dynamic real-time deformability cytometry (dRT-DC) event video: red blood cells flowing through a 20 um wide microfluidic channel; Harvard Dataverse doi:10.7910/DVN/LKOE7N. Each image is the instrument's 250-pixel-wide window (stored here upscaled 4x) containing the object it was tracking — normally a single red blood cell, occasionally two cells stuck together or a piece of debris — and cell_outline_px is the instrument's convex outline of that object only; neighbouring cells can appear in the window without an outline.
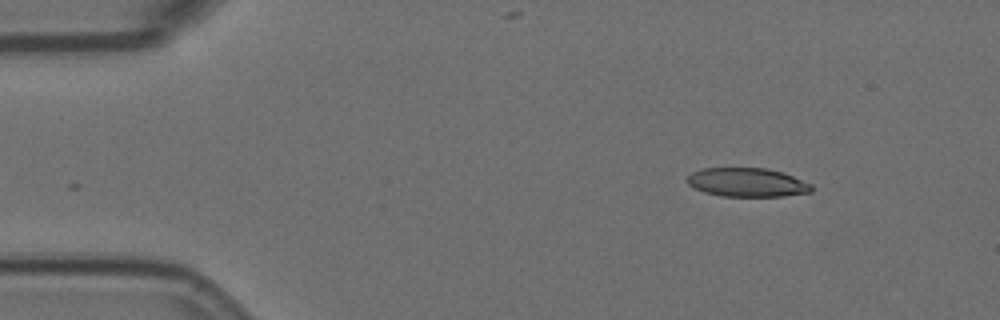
{"species": "Egyptian fruit bat (a non-hibernating species)", "species_latin": "Rousettus aegyptiacus", "temperature_condition": "room temperature", "stored_images_in_passage": 2, "camera_frame_rate_fps": 3000, "um_per_image_px": 0.085, "animal": {"sex": "female"}, "frame": {"image": 1, "passage_image": 2, "time_ms": 0.333, "image_size_px": [1000, 320], "cell_outline_px": [[812, 192], [784, 196], [720, 196], [704, 192], [688, 184], [688, 176], [692, 172], [704, 168], [768, 168], [784, 172], [812, 184]], "centroid_in_image_um": [63.55, 15.5], "position_along_channel_um": 21.5, "area_um2": 20.92}}